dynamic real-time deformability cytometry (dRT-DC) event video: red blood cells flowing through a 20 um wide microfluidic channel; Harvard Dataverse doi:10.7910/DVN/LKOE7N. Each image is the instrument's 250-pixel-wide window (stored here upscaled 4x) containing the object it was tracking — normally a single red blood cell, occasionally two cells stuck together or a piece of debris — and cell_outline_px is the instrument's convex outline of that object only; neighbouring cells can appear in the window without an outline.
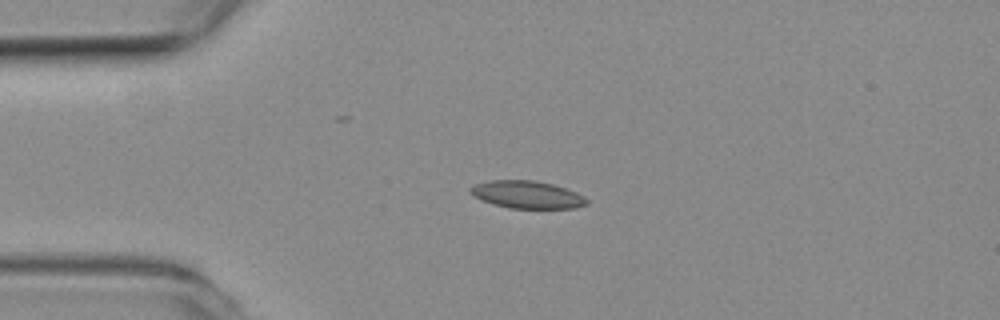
{"species": "common noctule bat (a hibernating species)", "species_latin": "Nyctalus noctula", "temperature_condition": "room temperature", "stored_images_in_passage": 42, "camera_frame_rate_fps": 3000, "um_per_image_px": 0.085, "animal": {"sex": "female", "body_mass_g": 19.3, "forearm_length_mm": 54.1}, "frame": {"image": 1, "passage_image": 1, "time_ms": 0.0, "image_size_px": [1000, 320], "cell_outline_px": [[588, 204], [576, 208], [508, 208], [492, 204], [472, 196], [468, 192], [468, 188], [476, 184], [492, 180], [532, 180], [552, 184], [576, 192], [584, 196], [588, 200]], "centroid_in_image_um": [44.77, 16.55], "position_along_channel_um": 40.2, "area_um2": 18.73}}
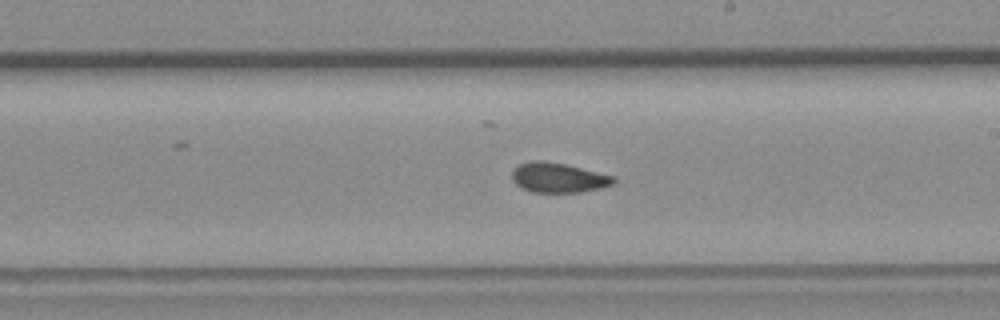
{"frame": {"image": 2, "passage_image": 19, "time_ms": 6.0, "image_size_px": [1000, 320], "cell_outline_px": [[616, 184], [600, 188], [580, 192], [532, 192], [520, 188], [512, 180], [512, 172], [520, 164], [536, 160], [540, 160], [564, 164], [616, 176]], "centroid_in_image_um": [47.49, 15.11], "position_along_channel_um": 241.5, "area_um2": 17.63}}
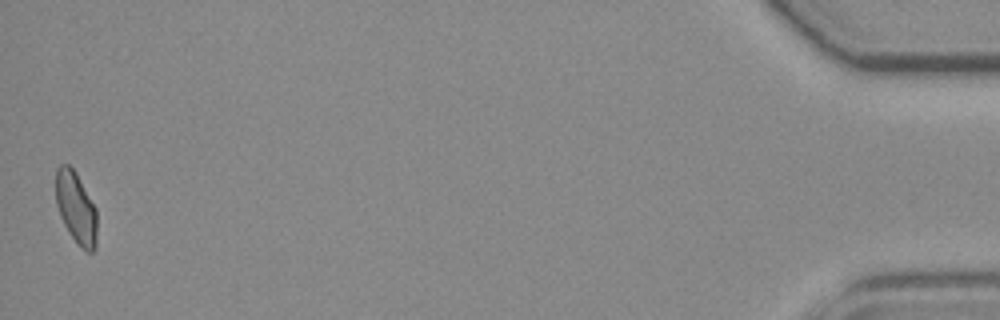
{"frame": {"image": 3, "passage_image": 42, "time_ms": 13.667, "image_size_px": [1000, 320], "cell_outline_px": [[96, 248], [92, 252], [88, 252], [80, 248], [68, 232], [60, 216], [56, 204], [56, 168], [60, 164], [68, 164], [72, 168], [96, 208]], "centroid_in_image_um": [6.45, 17.7], "position_along_channel_um": 428.8, "area_um2": 17.11}, "authors_computed_cell_mechanics": {"area_um2": 17.8313, "velocity_mm_per_s": 3.7656, "shape_relaxation_time_tau1_ms": null, "shape_relaxation_time_tau2_ms": 1.8883, "deformation_change_tau1": null, "deformation_change_tau2": 0.0667}}